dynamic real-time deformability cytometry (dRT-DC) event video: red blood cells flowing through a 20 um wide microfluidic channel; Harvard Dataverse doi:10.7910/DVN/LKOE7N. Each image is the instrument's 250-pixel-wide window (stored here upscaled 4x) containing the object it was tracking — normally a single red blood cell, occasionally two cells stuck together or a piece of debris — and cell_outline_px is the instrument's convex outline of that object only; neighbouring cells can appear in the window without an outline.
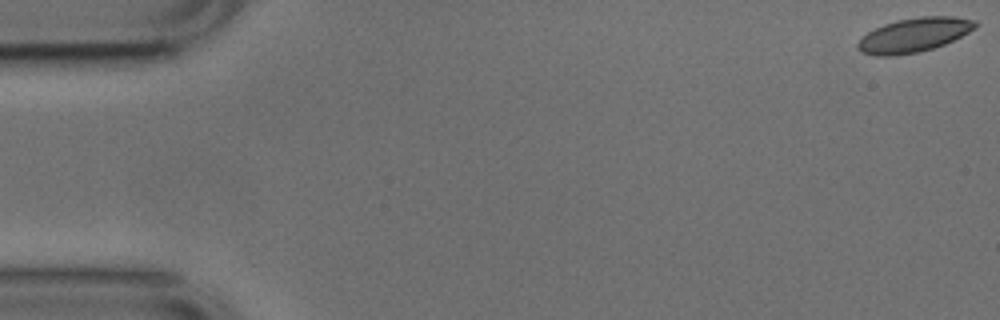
{"species": "common noctule bat (a hibernating species)", "species_latin": "Nyctalus noctula", "temperature_condition": "cold", "stored_images_in_passage": 13, "camera_frame_rate_fps": 3000, "um_per_image_px": 0.085, "animal": {"sex": "male", "body_mass_g": 17.9, "forearm_length_mm": 54.2}, "frame": {"image": 1, "passage_image": 1, "time_ms": 0.0, "image_size_px": [1000, 320], "cell_outline_px": [[980, 24], [976, 28], [944, 44], [920, 52], [892, 56], [876, 56], [860, 52], [856, 48], [856, 44], [868, 32], [884, 24], [896, 20], [920, 16], [952, 16], [976, 20]], "centroid_in_image_um": [77.69, 2.97], "position_along_channel_um": 7.3, "area_um2": 23.47}}
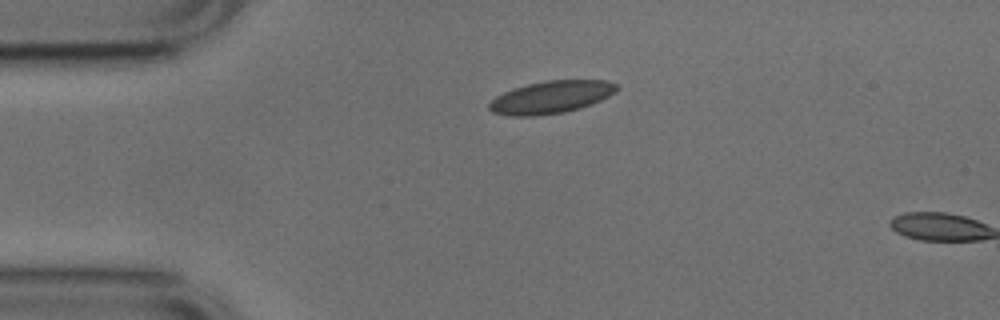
{"frame": {"image": 2, "passage_image": 12, "time_ms": 3.667, "image_size_px": [1000, 320], "cell_outline_px": [[620, 88], [616, 92], [592, 104], [580, 108], [564, 112], [532, 116], [512, 116], [492, 112], [488, 108], [488, 104], [496, 96], [512, 88], [528, 84], [548, 80], [608, 80], [620, 84]], "centroid_in_image_um": [46.88, 8.25], "position_along_channel_um": 38.1, "area_um2": 24.28}}